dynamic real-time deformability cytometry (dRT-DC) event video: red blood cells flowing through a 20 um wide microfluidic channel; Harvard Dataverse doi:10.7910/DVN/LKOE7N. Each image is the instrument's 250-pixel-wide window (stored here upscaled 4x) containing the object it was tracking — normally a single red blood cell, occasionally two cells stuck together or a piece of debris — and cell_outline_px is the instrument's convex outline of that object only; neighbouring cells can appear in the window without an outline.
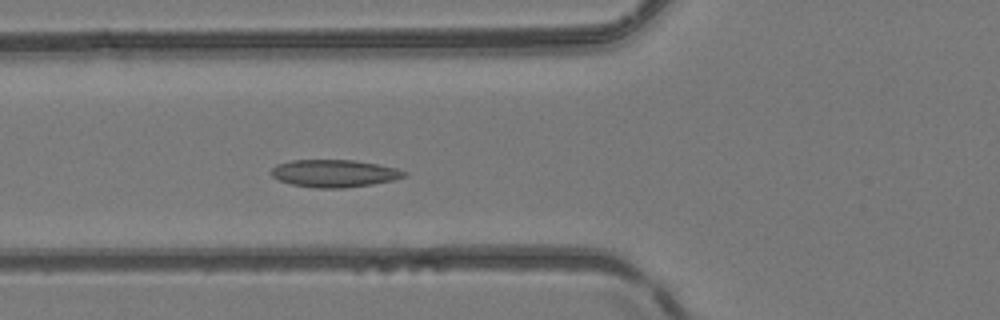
{"species": "common noctule bat (a hibernating species)", "species_latin": "Nyctalus noctula", "temperature_condition": "room temperature", "stored_images_in_passage": 36, "camera_frame_rate_fps": 3000, "um_per_image_px": 0.085, "animal": {"sex": "female", "body_mass_g": 24.6, "forearm_length_mm": 56.2}, "frame": {"image": 1, "passage_image": 6, "time_ms": 1.667, "image_size_px": [1000, 320], "cell_outline_px": [[408, 176], [392, 180], [372, 184], [344, 188], [316, 188], [292, 184], [280, 180], [272, 176], [272, 168], [276, 164], [292, 160], [352, 160], [376, 164], [396, 168], [408, 172]], "centroid_in_image_um": [28.43, 14.73], "position_along_channel_um": 97.4, "area_um2": 21.15}}
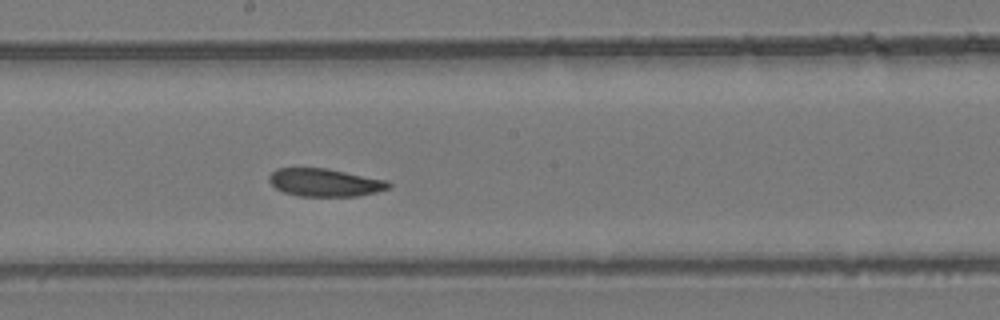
{"frame": {"image": 2, "passage_image": 15, "time_ms": 4.667, "image_size_px": [1000, 320], "cell_outline_px": [[392, 184], [388, 188], [376, 192], [356, 196], [296, 196], [284, 192], [276, 188], [268, 180], [268, 176], [276, 168], [328, 168], [388, 180]], "centroid_in_image_um": [27.61, 15.51], "position_along_channel_um": 220.6, "area_um2": 19.54}}
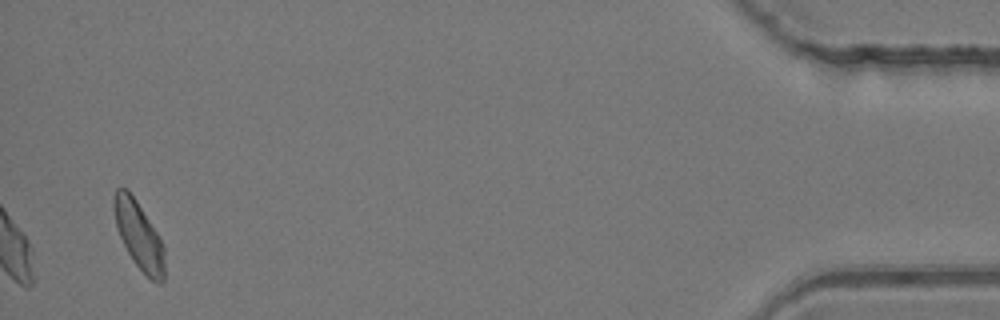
{"frame": {"image": 3, "passage_image": 36, "time_ms": 11.667, "image_size_px": [1000, 320], "cell_outline_px": [[164, 280], [160, 284], [152, 280], [132, 260], [120, 236], [116, 224], [112, 208], [112, 196], [116, 188], [128, 188], [160, 236], [164, 248]], "centroid_in_image_um": [11.79, 19.96], "position_along_channel_um": 423.4, "area_um2": 20.0}, "authors_computed_cell_mechanics": {"area_um2": 19.8254, "velocity_mm_per_s": 4.1134, "shape_relaxation_time_tau1_ms": 1.1439, "shape_relaxation_time_tau2_ms": 5.0392, "deformation_change_tau1": 0.0705, "deformation_change_tau2": 0.1225}}